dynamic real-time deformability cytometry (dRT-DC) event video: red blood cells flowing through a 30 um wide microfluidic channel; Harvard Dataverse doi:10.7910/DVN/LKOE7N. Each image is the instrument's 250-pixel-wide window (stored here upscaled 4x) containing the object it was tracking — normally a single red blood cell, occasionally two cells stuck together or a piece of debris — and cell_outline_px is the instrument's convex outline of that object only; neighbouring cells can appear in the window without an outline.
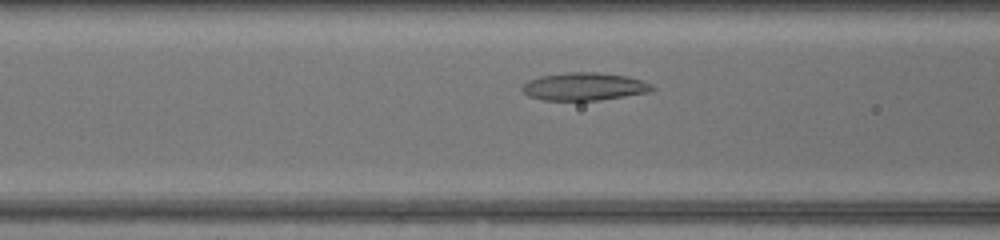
{"species": "common noctule bat (a hibernating species)", "species_latin": "Nyctalus noctula", "temperature_condition": "warm", "stored_images_in_passage": 24, "camera_frame_rate_fps": 3000, "um_per_image_px": 0.085, "animal": {"sex": "female", "body_mass_g": 17.0, "forearm_length_mm": 48.0}, "frame": {"image": 1, "passage_image": 13, "time_ms": 4.0, "image_size_px": [1000, 240], "cell_outline_px": [[656, 88], [648, 92], [600, 100], [544, 100], [528, 96], [520, 88], [528, 80], [540, 76], [568, 72], [596, 72], [628, 76], [644, 80], [652, 84]], "centroid_in_image_um": [49.67, 7.35], "position_along_channel_um": 116.9, "area_um2": 21.1}}
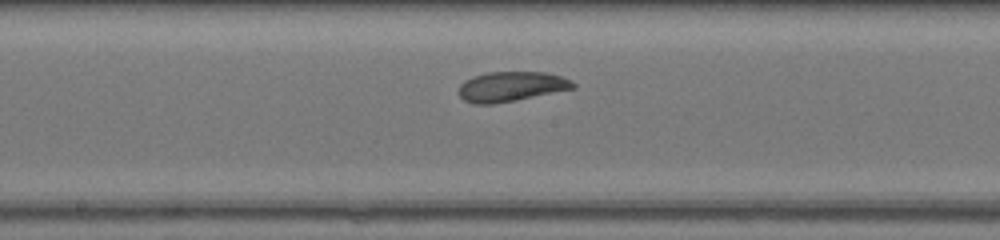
{"frame": {"image": 2, "passage_image": 19, "time_ms": 6.0, "image_size_px": [1000, 240], "cell_outline_px": [[576, 88], [516, 100], [492, 104], [476, 104], [464, 100], [460, 96], [460, 84], [464, 80], [472, 76], [488, 72], [544, 72], [560, 76], [572, 80], [576, 84]], "centroid_in_image_um": [43.46, 7.35], "position_along_channel_um": 204.7, "area_um2": 19.88}}
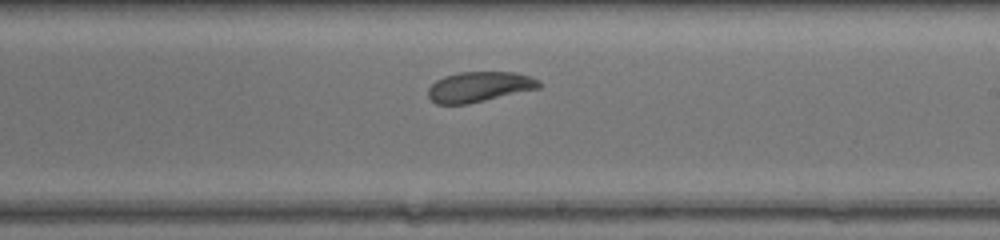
{"frame": {"image": 3, "passage_image": 22, "time_ms": 7.0, "image_size_px": [1000, 240], "cell_outline_px": [[540, 88], [468, 104], [436, 104], [428, 96], [428, 88], [436, 80], [444, 76], [460, 72], [516, 72], [540, 80]], "centroid_in_image_um": [40.73, 7.38], "position_along_channel_um": 248.3, "area_um2": 19.54}}